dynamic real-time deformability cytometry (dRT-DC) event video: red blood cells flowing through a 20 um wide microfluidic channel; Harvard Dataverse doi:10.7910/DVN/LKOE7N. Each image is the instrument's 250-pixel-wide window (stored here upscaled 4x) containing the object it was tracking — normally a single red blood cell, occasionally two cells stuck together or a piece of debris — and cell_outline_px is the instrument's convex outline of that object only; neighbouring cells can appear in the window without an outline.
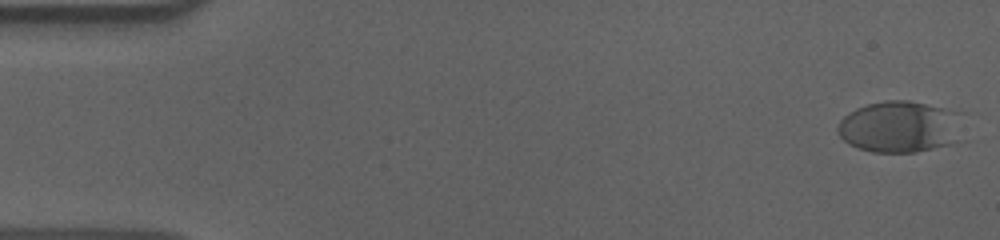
{"species": "human", "species_latin": "Homo sapiens", "temperature_condition": "cold", "stored_images_in_passage": 56, "camera_frame_rate_fps": 3000, "um_per_image_px": 0.085, "donor": {"sex": "male"}, "frame": {"image": 1, "passage_image": 1, "time_ms": 0.0, "image_size_px": [1000, 240], "cell_outline_px": [[964, 140], [952, 144], [916, 152], [872, 152], [848, 144], [836, 132], [836, 128], [840, 120], [844, 116], [856, 108], [868, 104], [888, 100], [908, 100], [940, 108]], "centroid_in_image_um": [76.28, 10.83], "position_along_channel_um": 8.7, "area_um2": 36.13}}
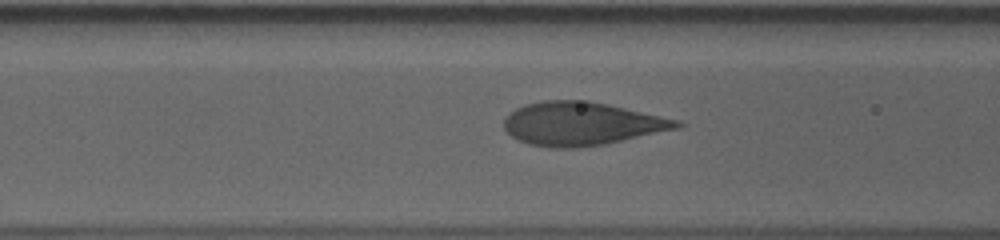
{"frame": {"image": 2, "passage_image": 22, "time_ms": 7.0, "image_size_px": [1000, 240], "cell_outline_px": [[688, 124], [680, 128], [604, 144], [576, 148], [548, 148], [528, 144], [516, 140], [504, 128], [504, 120], [516, 108], [524, 104], [544, 100], [588, 100], [608, 104], [680, 120]], "centroid_in_image_um": [49.46, 10.52], "position_along_channel_um": 117.1, "area_um2": 43.87}}
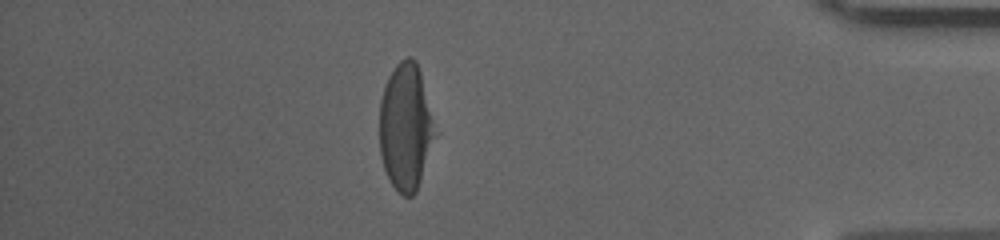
{"frame": {"image": 3, "passage_image": 49, "time_ms": 16.0, "image_size_px": [1000, 240], "cell_outline_px": [[436, 136], [416, 192], [412, 196], [404, 196], [392, 184], [384, 168], [380, 156], [380, 100], [384, 84], [388, 76], [396, 64], [400, 60], [408, 56], [412, 56], [416, 60], [420, 72]], "centroid_in_image_um": [34.46, 10.78], "position_along_channel_um": 400.7, "area_um2": 40.58}, "authors_computed_cell_mechanics": {"area_um2": 42.8009, "velocity_mm_per_s": 3.6056, "shape_relaxation_time_tau1_ms": 4.7179, "shape_relaxation_time_tau2_ms": null, "deformation_change_tau1": 0.1988, "deformation_change_tau2": null}}